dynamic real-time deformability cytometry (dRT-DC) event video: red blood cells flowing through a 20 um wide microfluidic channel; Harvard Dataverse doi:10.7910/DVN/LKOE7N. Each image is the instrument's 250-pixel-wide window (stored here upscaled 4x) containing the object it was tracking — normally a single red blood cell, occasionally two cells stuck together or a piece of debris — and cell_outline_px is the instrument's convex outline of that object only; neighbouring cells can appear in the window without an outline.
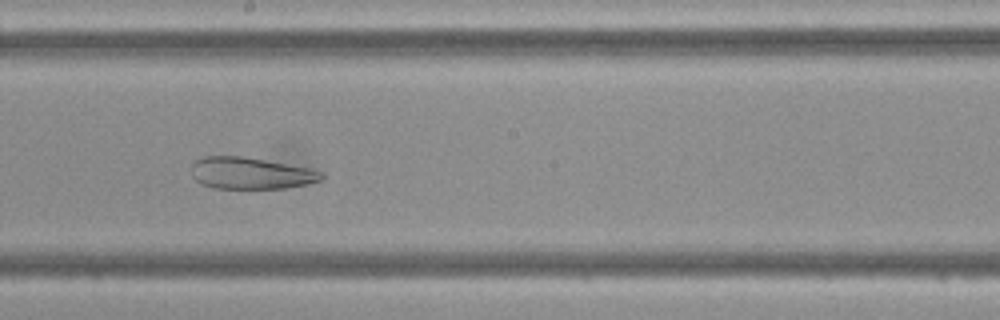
{"species": "Egyptian fruit bat (a non-hibernating species)", "species_latin": "Rousettus aegyptiacus", "temperature_condition": "cold", "stored_images_in_passage": 49, "camera_frame_rate_fps": 3000, "um_per_image_px": 0.085, "frame": {"image": 1, "passage_image": 27, "time_ms": 8.667, "image_size_px": [1000, 320], "cell_outline_px": [[324, 180], [284, 188], [216, 188], [200, 184], [192, 176], [192, 164], [196, 160], [204, 156], [244, 156], [308, 168], [324, 172]], "centroid_in_image_um": [21.31, 14.72], "position_along_channel_um": 226.9, "area_um2": 23.99}}
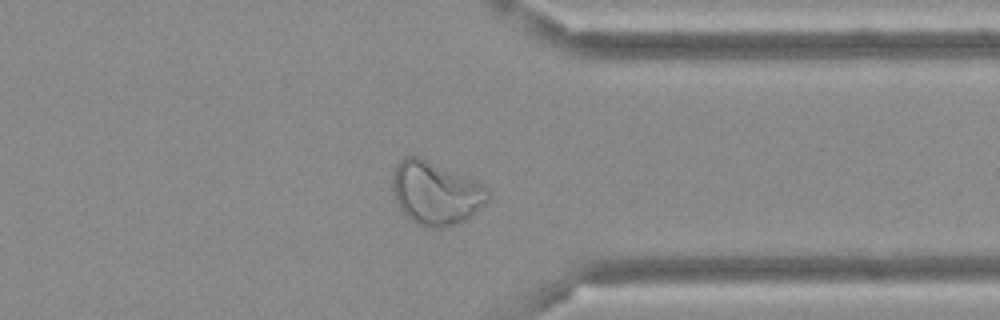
{"frame": {"image": 2, "passage_image": 38, "time_ms": 12.333, "image_size_px": [1000, 320], "cell_outline_px": [[488, 200], [468, 220], [444, 228], [428, 228], [416, 224], [400, 208], [396, 200], [392, 188], [392, 176], [396, 164], [404, 156], [420, 156], [484, 184], [488, 188]], "centroid_in_image_um": [37.04, 16.41], "position_along_channel_um": 374.4, "area_um2": 35.43}}
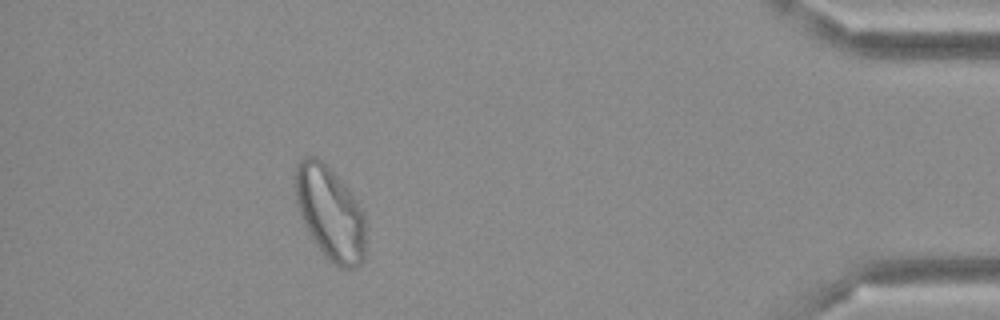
{"frame": {"image": 3, "passage_image": 44, "time_ms": 14.333, "image_size_px": [1000, 320], "cell_outline_px": [[364, 260], [356, 268], [340, 268], [332, 264], [328, 260], [316, 244], [308, 232], [300, 212], [296, 200], [296, 164], [304, 156], [316, 156], [352, 192], [364, 216]], "centroid_in_image_um": [28.06, 18.14], "position_along_channel_um": 407.1, "area_um2": 37.86}}